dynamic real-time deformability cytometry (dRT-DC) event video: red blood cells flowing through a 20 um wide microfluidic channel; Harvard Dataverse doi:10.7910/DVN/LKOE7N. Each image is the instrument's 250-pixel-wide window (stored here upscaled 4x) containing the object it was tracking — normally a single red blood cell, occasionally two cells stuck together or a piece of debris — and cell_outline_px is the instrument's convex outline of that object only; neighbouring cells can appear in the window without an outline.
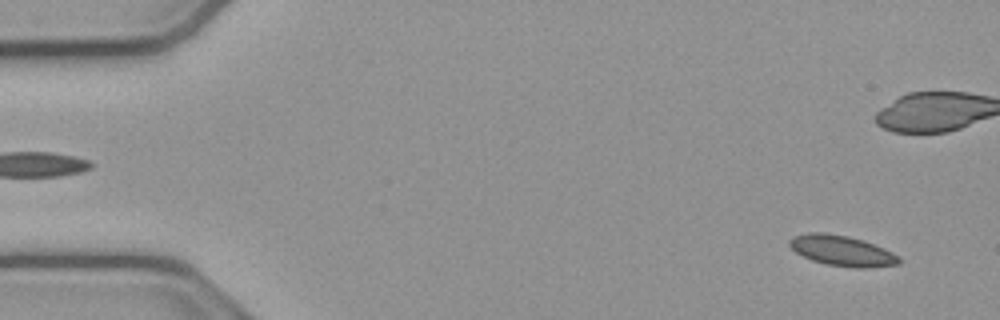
{"species": "common noctule bat (a hibernating species)", "species_latin": "Nyctalus noctula", "temperature_condition": "cold", "stored_images_in_passage": 54, "camera_frame_rate_fps": 3000, "um_per_image_px": 0.085, "animal": {"sex": "male", "body_mass_g": 23.1, "forearm_length_mm": 52.7}, "frame": {"image": 1, "passage_image": 3, "time_ms": 0.667, "image_size_px": [1000, 320], "cell_outline_px": [[900, 264], [868, 268], [856, 268], [824, 264], [812, 260], [796, 252], [788, 244], [788, 240], [792, 236], [808, 232], [824, 232], [848, 236], [864, 240], [884, 248], [900, 256]], "centroid_in_image_um": [71.57, 21.3], "position_along_channel_um": 13.4, "area_um2": 19.65}}
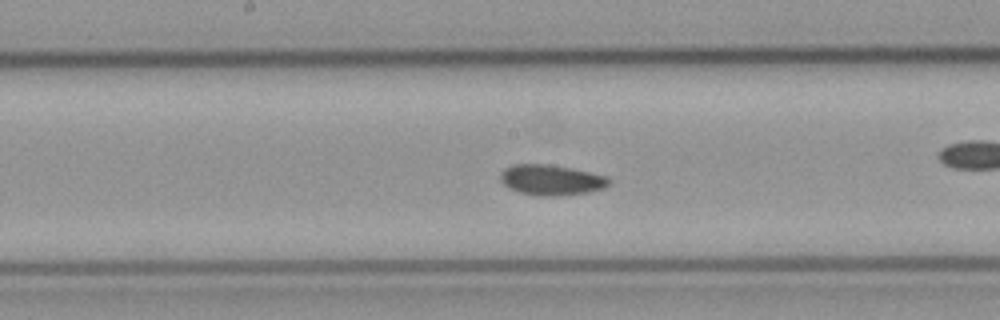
{"frame": {"image": 2, "passage_image": 27, "time_ms": 8.667, "image_size_px": [1000, 320], "cell_outline_px": [[612, 184], [604, 188], [588, 192], [556, 196], [536, 196], [520, 192], [508, 188], [500, 180], [500, 172], [504, 168], [516, 164], [548, 164], [572, 168], [608, 176], [612, 180]], "centroid_in_image_um": [46.88, 15.29], "position_along_channel_um": 201.3, "area_um2": 19.54}}
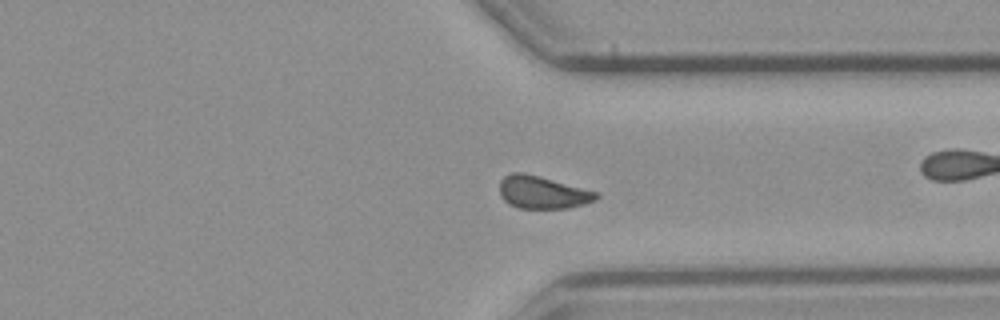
{"frame": {"image": 3, "passage_image": 40, "time_ms": 13.0, "image_size_px": [1000, 320], "cell_outline_px": [[600, 196], [596, 200], [584, 204], [568, 208], [520, 208], [508, 204], [500, 196], [500, 180], [504, 176], [512, 172], [524, 172], [540, 176], [596, 192]], "centroid_in_image_um": [46.08, 16.35], "position_along_channel_um": 365.3, "area_um2": 18.32}, "authors_computed_cell_mechanics": {"area_um2": 18.6405, "velocity_mm_per_s": 3.7959, "shape_relaxation_time_tau1_ms": null, "shape_relaxation_time_tau2_ms": 4.5105, "deformation_change_tau1": null, "deformation_change_tau2": 0.077}}